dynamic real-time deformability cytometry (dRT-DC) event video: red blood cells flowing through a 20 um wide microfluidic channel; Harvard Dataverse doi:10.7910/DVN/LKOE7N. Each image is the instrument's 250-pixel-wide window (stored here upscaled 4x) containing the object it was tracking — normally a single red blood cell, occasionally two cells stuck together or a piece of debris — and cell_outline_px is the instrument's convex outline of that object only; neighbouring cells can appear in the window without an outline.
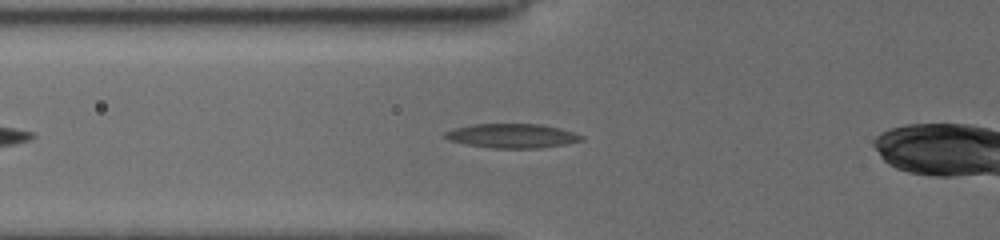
{"species": "common noctule bat (a hibernating species)", "species_latin": "Nyctalus noctula", "temperature_condition": "cold", "stored_images_in_passage": 54, "camera_frame_rate_fps": 3000, "um_per_image_px": 0.085, "animal": {"sex": "female", "body_mass_g": 19.5, "forearm_length_mm": 54.1}, "frame": {"image": 1, "passage_image": 11, "time_ms": 2.667, "image_size_px": [1000, 240], "cell_outline_px": [[584, 140], [564, 144], [540, 148], [492, 148], [464, 144], [448, 140], [444, 136], [444, 132], [456, 128], [472, 124], [540, 124], [560, 128], [584, 136]], "centroid_in_image_um": [43.52, 11.55], "position_along_channel_um": 82.3, "area_um2": 19.25}}
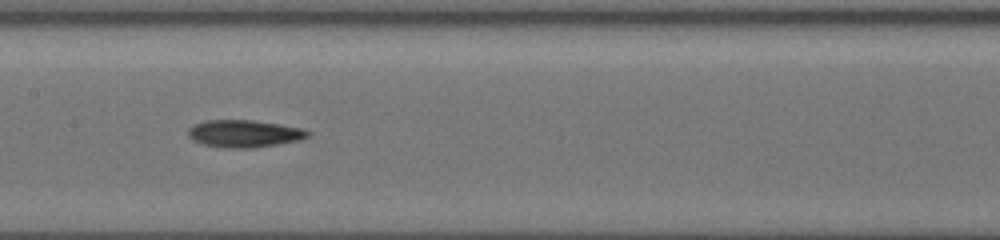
{"frame": {"image": 2, "passage_image": 22, "time_ms": 5.333, "image_size_px": [1000, 240], "cell_outline_px": [[312, 132], [308, 136], [300, 140], [252, 148], [224, 148], [200, 144], [192, 140], [188, 136], [188, 128], [196, 124], [208, 120], [252, 120], [304, 128]], "centroid_in_image_um": [20.75, 11.36], "position_along_channel_um": 186.6, "area_um2": 19.13}}
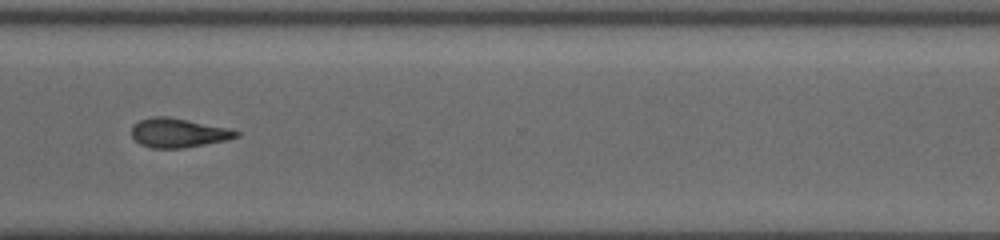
{"frame": {"image": 3, "passage_image": 42, "time_ms": 9.667, "image_size_px": [1000, 240], "cell_outline_px": [[240, 136], [228, 140], [184, 148], [152, 148], [140, 144], [132, 136], [132, 128], [140, 120], [152, 116], [168, 116], [224, 128], [240, 132]], "centroid_in_image_um": [15.14, 11.3], "position_along_channel_um": 355.5, "area_um2": 17.51}, "authors_computed_cell_mechanics": {"area_um2": 18.1492, "velocity_mm_per_s": 3.8974, "shape_relaxation_time_tau1_ms": 4.7424, "shape_relaxation_time_tau2_ms": null, "deformation_change_tau1": 0.1395, "deformation_change_tau2": null}}